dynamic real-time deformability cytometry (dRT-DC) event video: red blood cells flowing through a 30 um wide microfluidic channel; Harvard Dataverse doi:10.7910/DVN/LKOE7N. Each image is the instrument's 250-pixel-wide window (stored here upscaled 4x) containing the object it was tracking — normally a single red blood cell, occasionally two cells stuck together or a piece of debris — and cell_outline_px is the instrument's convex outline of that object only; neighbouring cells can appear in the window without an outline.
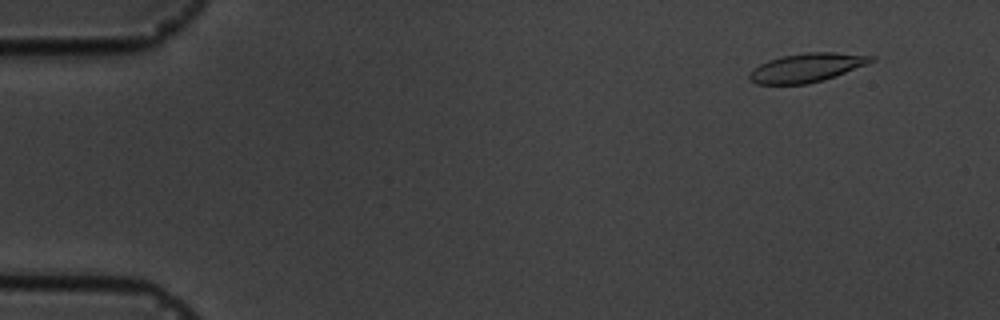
{"species": "common noctule bat (a hibernating species)", "species_latin": "Nyctalus noctula", "temperature_condition": "cold", "stored_images_in_passage": 16, "camera_frame_rate_fps": 3000, "um_per_image_px": 0.085, "animal": {"sex": "male", "body_mass_g": 19.5, "forearm_length_mm": 54.6}, "frame": {"image": 1, "passage_image": 2, "time_ms": 1.333, "image_size_px": [1000, 320], "cell_outline_px": [[876, 60], [868, 64], [836, 76], [824, 80], [808, 84], [756, 84], [748, 76], [760, 64], [768, 60], [784, 56], [808, 52], [832, 52], [876, 56]], "centroid_in_image_um": [68.64, 5.75], "position_along_channel_um": 16.4, "area_um2": 20.29}}
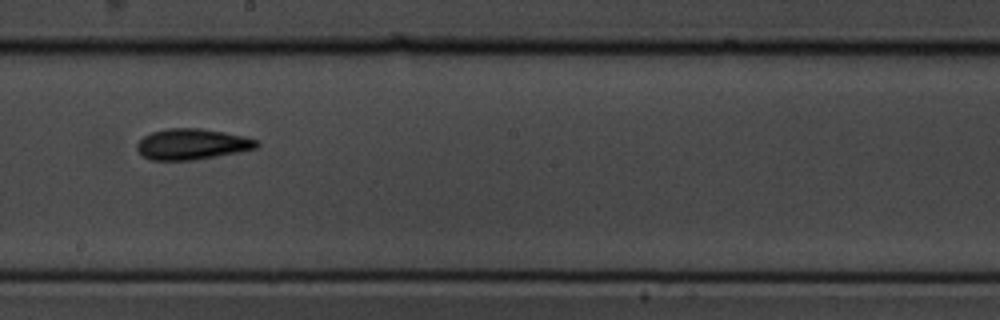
{"frame": {"image": 2, "passage_image": 10, "time_ms": 10.333, "image_size_px": [1000, 320], "cell_outline_px": [[260, 144], [256, 148], [240, 152], [192, 160], [148, 160], [136, 148], [136, 144], [144, 136], [152, 132], [168, 128], [200, 128], [224, 132], [244, 136], [260, 140]], "centroid_in_image_um": [16.35, 12.25], "position_along_channel_um": 231.9, "area_um2": 21.56}}
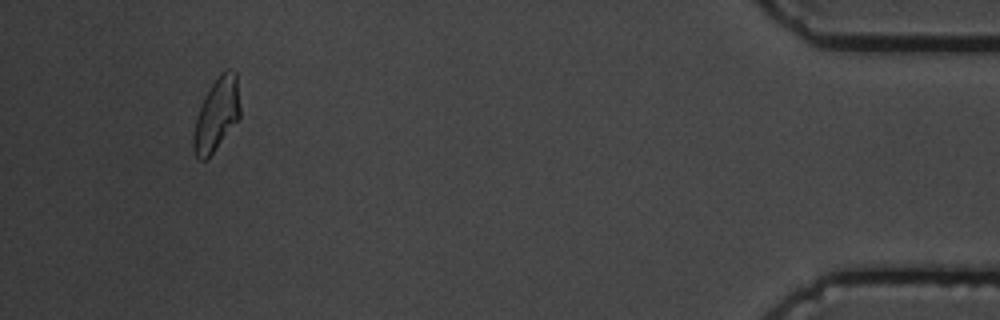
{"frame": {"image": 3, "passage_image": 16, "time_ms": 17.333, "image_size_px": [1000, 320], "cell_outline_px": [[240, 116], [212, 152], [204, 160], [200, 160], [196, 156], [192, 148], [192, 140], [196, 120], [204, 96], [212, 84], [228, 68], [236, 72], [240, 108]], "centroid_in_image_um": [18.4, 9.73], "position_along_channel_um": 416.8, "area_um2": 19.07}, "authors_computed_cell_mechanics": {"area_um2": 20.4612, "velocity_mm_per_s": 3.5775, "shape_relaxation_time_tau1_ms": 4.4917, "shape_relaxation_time_tau2_ms": 2.2365, "deformation_change_tau1": 0.1044, "deformation_change_tau2": 0.0671}}